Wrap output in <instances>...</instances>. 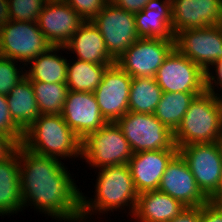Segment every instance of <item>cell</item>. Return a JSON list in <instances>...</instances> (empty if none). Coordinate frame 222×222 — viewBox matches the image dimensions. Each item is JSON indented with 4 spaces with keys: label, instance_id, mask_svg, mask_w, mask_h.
<instances>
[{
    "label": "cell",
    "instance_id": "obj_33",
    "mask_svg": "<svg viewBox=\"0 0 222 222\" xmlns=\"http://www.w3.org/2000/svg\"><path fill=\"white\" fill-rule=\"evenodd\" d=\"M199 222H222V207L216 206L209 201L201 205Z\"/></svg>",
    "mask_w": 222,
    "mask_h": 222
},
{
    "label": "cell",
    "instance_id": "obj_20",
    "mask_svg": "<svg viewBox=\"0 0 222 222\" xmlns=\"http://www.w3.org/2000/svg\"><path fill=\"white\" fill-rule=\"evenodd\" d=\"M74 51L77 59L101 65H113L115 60L109 55L103 36L91 21H85L63 46Z\"/></svg>",
    "mask_w": 222,
    "mask_h": 222
},
{
    "label": "cell",
    "instance_id": "obj_22",
    "mask_svg": "<svg viewBox=\"0 0 222 222\" xmlns=\"http://www.w3.org/2000/svg\"><path fill=\"white\" fill-rule=\"evenodd\" d=\"M19 176V152L16 150L0 162V216L17 213L23 208Z\"/></svg>",
    "mask_w": 222,
    "mask_h": 222
},
{
    "label": "cell",
    "instance_id": "obj_40",
    "mask_svg": "<svg viewBox=\"0 0 222 222\" xmlns=\"http://www.w3.org/2000/svg\"><path fill=\"white\" fill-rule=\"evenodd\" d=\"M106 4H115L117 0H104Z\"/></svg>",
    "mask_w": 222,
    "mask_h": 222
},
{
    "label": "cell",
    "instance_id": "obj_28",
    "mask_svg": "<svg viewBox=\"0 0 222 222\" xmlns=\"http://www.w3.org/2000/svg\"><path fill=\"white\" fill-rule=\"evenodd\" d=\"M40 114H61L68 93L66 83L31 81Z\"/></svg>",
    "mask_w": 222,
    "mask_h": 222
},
{
    "label": "cell",
    "instance_id": "obj_6",
    "mask_svg": "<svg viewBox=\"0 0 222 222\" xmlns=\"http://www.w3.org/2000/svg\"><path fill=\"white\" fill-rule=\"evenodd\" d=\"M133 153L163 149H178L174 133L154 114L128 111L116 121Z\"/></svg>",
    "mask_w": 222,
    "mask_h": 222
},
{
    "label": "cell",
    "instance_id": "obj_18",
    "mask_svg": "<svg viewBox=\"0 0 222 222\" xmlns=\"http://www.w3.org/2000/svg\"><path fill=\"white\" fill-rule=\"evenodd\" d=\"M178 149L140 151L129 159L132 179L137 192L158 190L162 175Z\"/></svg>",
    "mask_w": 222,
    "mask_h": 222
},
{
    "label": "cell",
    "instance_id": "obj_27",
    "mask_svg": "<svg viewBox=\"0 0 222 222\" xmlns=\"http://www.w3.org/2000/svg\"><path fill=\"white\" fill-rule=\"evenodd\" d=\"M71 65L67 63L66 84L68 90L91 93H94L102 81L104 72L111 66L90 63L78 59Z\"/></svg>",
    "mask_w": 222,
    "mask_h": 222
},
{
    "label": "cell",
    "instance_id": "obj_14",
    "mask_svg": "<svg viewBox=\"0 0 222 222\" xmlns=\"http://www.w3.org/2000/svg\"><path fill=\"white\" fill-rule=\"evenodd\" d=\"M61 116L82 141L107 123L91 92L68 90Z\"/></svg>",
    "mask_w": 222,
    "mask_h": 222
},
{
    "label": "cell",
    "instance_id": "obj_2",
    "mask_svg": "<svg viewBox=\"0 0 222 222\" xmlns=\"http://www.w3.org/2000/svg\"><path fill=\"white\" fill-rule=\"evenodd\" d=\"M22 145L48 157L80 155L82 158V140L69 128L61 114H40L24 131Z\"/></svg>",
    "mask_w": 222,
    "mask_h": 222
},
{
    "label": "cell",
    "instance_id": "obj_29",
    "mask_svg": "<svg viewBox=\"0 0 222 222\" xmlns=\"http://www.w3.org/2000/svg\"><path fill=\"white\" fill-rule=\"evenodd\" d=\"M47 0H8L11 20L20 22H37Z\"/></svg>",
    "mask_w": 222,
    "mask_h": 222
},
{
    "label": "cell",
    "instance_id": "obj_1",
    "mask_svg": "<svg viewBox=\"0 0 222 222\" xmlns=\"http://www.w3.org/2000/svg\"><path fill=\"white\" fill-rule=\"evenodd\" d=\"M23 207H34L58 220L81 221V192L58 158L36 154L19 144Z\"/></svg>",
    "mask_w": 222,
    "mask_h": 222
},
{
    "label": "cell",
    "instance_id": "obj_31",
    "mask_svg": "<svg viewBox=\"0 0 222 222\" xmlns=\"http://www.w3.org/2000/svg\"><path fill=\"white\" fill-rule=\"evenodd\" d=\"M0 134L11 137L18 145L22 144L24 131L13 121L4 95H0Z\"/></svg>",
    "mask_w": 222,
    "mask_h": 222
},
{
    "label": "cell",
    "instance_id": "obj_37",
    "mask_svg": "<svg viewBox=\"0 0 222 222\" xmlns=\"http://www.w3.org/2000/svg\"><path fill=\"white\" fill-rule=\"evenodd\" d=\"M149 1L150 0H117L115 4L129 13L136 14L142 11Z\"/></svg>",
    "mask_w": 222,
    "mask_h": 222
},
{
    "label": "cell",
    "instance_id": "obj_13",
    "mask_svg": "<svg viewBox=\"0 0 222 222\" xmlns=\"http://www.w3.org/2000/svg\"><path fill=\"white\" fill-rule=\"evenodd\" d=\"M132 77L116 63L109 66L94 91L102 116L107 122H116L129 111V93Z\"/></svg>",
    "mask_w": 222,
    "mask_h": 222
},
{
    "label": "cell",
    "instance_id": "obj_8",
    "mask_svg": "<svg viewBox=\"0 0 222 222\" xmlns=\"http://www.w3.org/2000/svg\"><path fill=\"white\" fill-rule=\"evenodd\" d=\"M162 92L204 93L206 72L176 47L169 53L155 76Z\"/></svg>",
    "mask_w": 222,
    "mask_h": 222
},
{
    "label": "cell",
    "instance_id": "obj_35",
    "mask_svg": "<svg viewBox=\"0 0 222 222\" xmlns=\"http://www.w3.org/2000/svg\"><path fill=\"white\" fill-rule=\"evenodd\" d=\"M201 206L186 207L178 216L169 222H199Z\"/></svg>",
    "mask_w": 222,
    "mask_h": 222
},
{
    "label": "cell",
    "instance_id": "obj_19",
    "mask_svg": "<svg viewBox=\"0 0 222 222\" xmlns=\"http://www.w3.org/2000/svg\"><path fill=\"white\" fill-rule=\"evenodd\" d=\"M134 16L139 38L175 40L171 0H150L144 9Z\"/></svg>",
    "mask_w": 222,
    "mask_h": 222
},
{
    "label": "cell",
    "instance_id": "obj_21",
    "mask_svg": "<svg viewBox=\"0 0 222 222\" xmlns=\"http://www.w3.org/2000/svg\"><path fill=\"white\" fill-rule=\"evenodd\" d=\"M186 206L158 190L140 193L132 216L139 222H169Z\"/></svg>",
    "mask_w": 222,
    "mask_h": 222
},
{
    "label": "cell",
    "instance_id": "obj_38",
    "mask_svg": "<svg viewBox=\"0 0 222 222\" xmlns=\"http://www.w3.org/2000/svg\"><path fill=\"white\" fill-rule=\"evenodd\" d=\"M10 20L8 0H0V28Z\"/></svg>",
    "mask_w": 222,
    "mask_h": 222
},
{
    "label": "cell",
    "instance_id": "obj_30",
    "mask_svg": "<svg viewBox=\"0 0 222 222\" xmlns=\"http://www.w3.org/2000/svg\"><path fill=\"white\" fill-rule=\"evenodd\" d=\"M15 62L17 61L0 56V95L7 96L12 88L26 77L25 72L16 67Z\"/></svg>",
    "mask_w": 222,
    "mask_h": 222
},
{
    "label": "cell",
    "instance_id": "obj_36",
    "mask_svg": "<svg viewBox=\"0 0 222 222\" xmlns=\"http://www.w3.org/2000/svg\"><path fill=\"white\" fill-rule=\"evenodd\" d=\"M18 144L9 136L0 134V162L11 156Z\"/></svg>",
    "mask_w": 222,
    "mask_h": 222
},
{
    "label": "cell",
    "instance_id": "obj_23",
    "mask_svg": "<svg viewBox=\"0 0 222 222\" xmlns=\"http://www.w3.org/2000/svg\"><path fill=\"white\" fill-rule=\"evenodd\" d=\"M13 121L23 130L40 115L31 81L25 77L6 96Z\"/></svg>",
    "mask_w": 222,
    "mask_h": 222
},
{
    "label": "cell",
    "instance_id": "obj_15",
    "mask_svg": "<svg viewBox=\"0 0 222 222\" xmlns=\"http://www.w3.org/2000/svg\"><path fill=\"white\" fill-rule=\"evenodd\" d=\"M85 20L65 1L47 0L37 24L52 46H64Z\"/></svg>",
    "mask_w": 222,
    "mask_h": 222
},
{
    "label": "cell",
    "instance_id": "obj_16",
    "mask_svg": "<svg viewBox=\"0 0 222 222\" xmlns=\"http://www.w3.org/2000/svg\"><path fill=\"white\" fill-rule=\"evenodd\" d=\"M158 191L170 195L186 207L201 206L208 198L199 189L186 161L178 153L167 165Z\"/></svg>",
    "mask_w": 222,
    "mask_h": 222
},
{
    "label": "cell",
    "instance_id": "obj_3",
    "mask_svg": "<svg viewBox=\"0 0 222 222\" xmlns=\"http://www.w3.org/2000/svg\"><path fill=\"white\" fill-rule=\"evenodd\" d=\"M222 141V103L219 95L204 92L194 98L174 132L175 145Z\"/></svg>",
    "mask_w": 222,
    "mask_h": 222
},
{
    "label": "cell",
    "instance_id": "obj_11",
    "mask_svg": "<svg viewBox=\"0 0 222 222\" xmlns=\"http://www.w3.org/2000/svg\"><path fill=\"white\" fill-rule=\"evenodd\" d=\"M174 48L175 40L139 38L115 63L132 78L154 77Z\"/></svg>",
    "mask_w": 222,
    "mask_h": 222
},
{
    "label": "cell",
    "instance_id": "obj_32",
    "mask_svg": "<svg viewBox=\"0 0 222 222\" xmlns=\"http://www.w3.org/2000/svg\"><path fill=\"white\" fill-rule=\"evenodd\" d=\"M85 21H91L106 5L104 0H66Z\"/></svg>",
    "mask_w": 222,
    "mask_h": 222
},
{
    "label": "cell",
    "instance_id": "obj_17",
    "mask_svg": "<svg viewBox=\"0 0 222 222\" xmlns=\"http://www.w3.org/2000/svg\"><path fill=\"white\" fill-rule=\"evenodd\" d=\"M172 30L196 29L222 24V0H171Z\"/></svg>",
    "mask_w": 222,
    "mask_h": 222
},
{
    "label": "cell",
    "instance_id": "obj_10",
    "mask_svg": "<svg viewBox=\"0 0 222 222\" xmlns=\"http://www.w3.org/2000/svg\"><path fill=\"white\" fill-rule=\"evenodd\" d=\"M186 161L201 192L209 199L222 179L221 141L203 144H188L178 148Z\"/></svg>",
    "mask_w": 222,
    "mask_h": 222
},
{
    "label": "cell",
    "instance_id": "obj_9",
    "mask_svg": "<svg viewBox=\"0 0 222 222\" xmlns=\"http://www.w3.org/2000/svg\"><path fill=\"white\" fill-rule=\"evenodd\" d=\"M91 22L103 36L107 51L115 61L139 39L134 14L116 4H106Z\"/></svg>",
    "mask_w": 222,
    "mask_h": 222
},
{
    "label": "cell",
    "instance_id": "obj_26",
    "mask_svg": "<svg viewBox=\"0 0 222 222\" xmlns=\"http://www.w3.org/2000/svg\"><path fill=\"white\" fill-rule=\"evenodd\" d=\"M200 94L202 93L163 92L154 115L174 133L181 124L191 102Z\"/></svg>",
    "mask_w": 222,
    "mask_h": 222
},
{
    "label": "cell",
    "instance_id": "obj_24",
    "mask_svg": "<svg viewBox=\"0 0 222 222\" xmlns=\"http://www.w3.org/2000/svg\"><path fill=\"white\" fill-rule=\"evenodd\" d=\"M60 49L63 50V46H51L46 52L30 61L31 68L29 71L25 70L26 77L30 81L66 83L67 59L56 54Z\"/></svg>",
    "mask_w": 222,
    "mask_h": 222
},
{
    "label": "cell",
    "instance_id": "obj_5",
    "mask_svg": "<svg viewBox=\"0 0 222 222\" xmlns=\"http://www.w3.org/2000/svg\"><path fill=\"white\" fill-rule=\"evenodd\" d=\"M132 156L130 144L116 122H107L82 141V157L98 169L128 164Z\"/></svg>",
    "mask_w": 222,
    "mask_h": 222
},
{
    "label": "cell",
    "instance_id": "obj_25",
    "mask_svg": "<svg viewBox=\"0 0 222 222\" xmlns=\"http://www.w3.org/2000/svg\"><path fill=\"white\" fill-rule=\"evenodd\" d=\"M162 94V89L154 77L132 78L128 101L129 111L154 114Z\"/></svg>",
    "mask_w": 222,
    "mask_h": 222
},
{
    "label": "cell",
    "instance_id": "obj_7",
    "mask_svg": "<svg viewBox=\"0 0 222 222\" xmlns=\"http://www.w3.org/2000/svg\"><path fill=\"white\" fill-rule=\"evenodd\" d=\"M51 46L37 22L10 20L0 28V56L25 65Z\"/></svg>",
    "mask_w": 222,
    "mask_h": 222
},
{
    "label": "cell",
    "instance_id": "obj_12",
    "mask_svg": "<svg viewBox=\"0 0 222 222\" xmlns=\"http://www.w3.org/2000/svg\"><path fill=\"white\" fill-rule=\"evenodd\" d=\"M175 47L187 58L210 71L222 58V24L181 30L175 35Z\"/></svg>",
    "mask_w": 222,
    "mask_h": 222
},
{
    "label": "cell",
    "instance_id": "obj_4",
    "mask_svg": "<svg viewBox=\"0 0 222 222\" xmlns=\"http://www.w3.org/2000/svg\"><path fill=\"white\" fill-rule=\"evenodd\" d=\"M99 170L94 201H88L81 194V220L88 217L87 215L91 211L102 213L117 208L121 209L122 206L125 208V205L131 206L133 215L139 193L135 188L128 164L103 167Z\"/></svg>",
    "mask_w": 222,
    "mask_h": 222
},
{
    "label": "cell",
    "instance_id": "obj_39",
    "mask_svg": "<svg viewBox=\"0 0 222 222\" xmlns=\"http://www.w3.org/2000/svg\"><path fill=\"white\" fill-rule=\"evenodd\" d=\"M208 201L216 206L222 207V179L220 180L217 190Z\"/></svg>",
    "mask_w": 222,
    "mask_h": 222
},
{
    "label": "cell",
    "instance_id": "obj_34",
    "mask_svg": "<svg viewBox=\"0 0 222 222\" xmlns=\"http://www.w3.org/2000/svg\"><path fill=\"white\" fill-rule=\"evenodd\" d=\"M212 66L215 67V74L216 76H212V73L209 71H206V92L212 93L214 95H218L214 91V83L216 85H219L222 88V58L218 59ZM216 77V80H215ZM214 81V82H213Z\"/></svg>",
    "mask_w": 222,
    "mask_h": 222
}]
</instances>
